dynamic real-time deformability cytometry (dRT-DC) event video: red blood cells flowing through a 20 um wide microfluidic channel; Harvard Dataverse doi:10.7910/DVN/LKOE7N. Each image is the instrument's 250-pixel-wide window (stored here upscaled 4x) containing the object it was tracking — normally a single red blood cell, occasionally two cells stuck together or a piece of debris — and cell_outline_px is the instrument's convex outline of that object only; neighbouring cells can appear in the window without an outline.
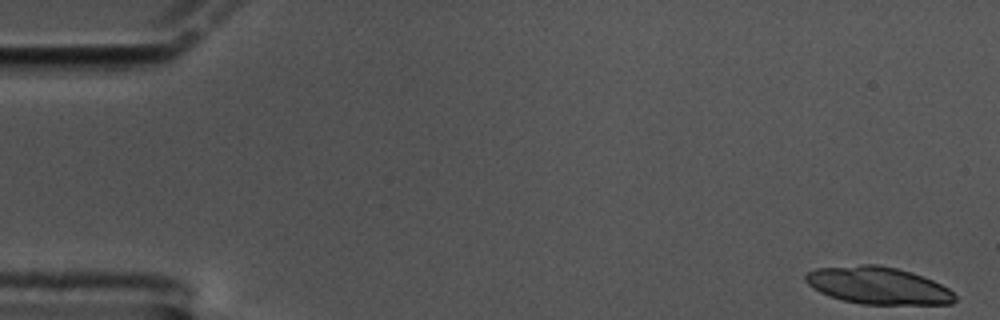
{"species": "common noctule bat (a hibernating species)", "species_latin": "Nyctalus noctula", "temperature_condition": "cold", "stored_images_in_passage": 47, "camera_frame_rate_fps": 3000, "um_per_image_px": 0.085, "animal": {"sex": "male", "body_mass_g": 17.5, "forearm_length_mm": 52.3}, "frame": {"image": 1, "passage_image": 1, "time_ms": 0.0, "image_size_px": [1000, 320], "cell_outline_px": [[956, 300], [952, 304], [860, 304], [840, 300], [820, 292], [812, 288], [804, 280], [804, 276], [808, 272], [816, 268], [860, 264], [876, 264], [896, 268], [912, 272], [932, 280], [948, 288], [956, 296]], "centroid_in_image_um": [74.61, 24.27], "position_along_channel_um": 10.4, "area_um2": 32.54}}
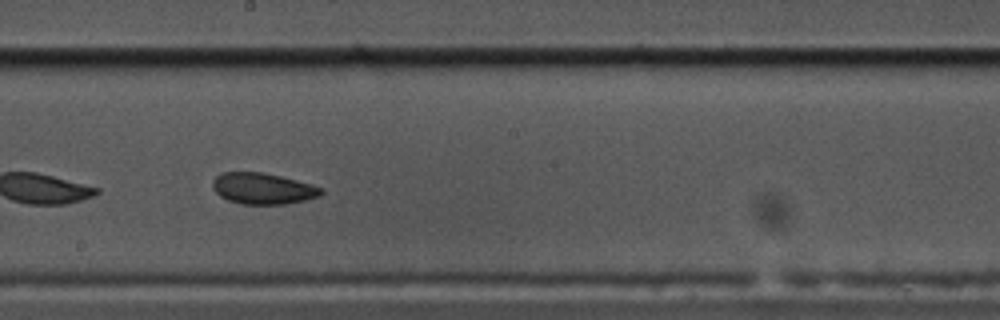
{"frame": {"image": 2, "passage_image": 33, "time_ms": 10.667, "image_size_px": [1000, 320], "cell_outline_px": [[324, 192], [320, 196], [288, 204], [240, 204], [228, 200], [220, 196], [212, 188], [212, 180], [220, 172], [264, 172], [312, 184], [324, 188]], "centroid_in_image_um": [22.34, 16.02], "position_along_channel_um": 225.9, "area_um2": 19.94}}
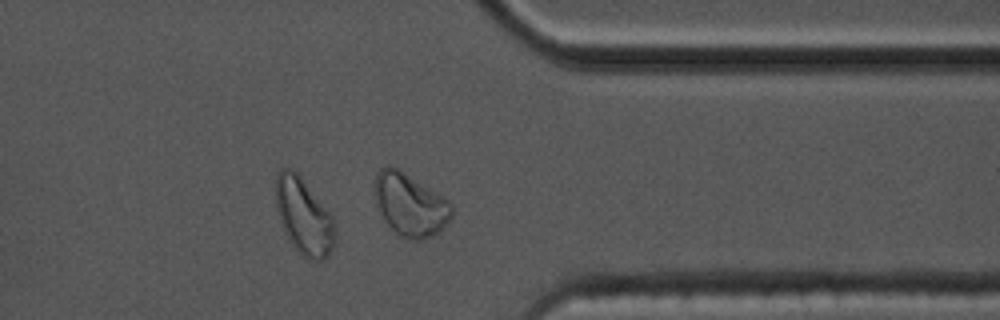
{"frame": {"image": 3, "passage_image": 47, "time_ms": 15.333, "image_size_px": [1000, 320], "cell_outline_px": [[452, 216], [432, 236], [420, 240], [412, 240], [400, 236], [384, 220], [376, 204], [376, 172], [380, 168], [396, 168], [448, 200], [452, 204]], "centroid_in_image_um": [34.85, 17.43], "position_along_channel_um": 376.5, "area_um2": 27.11}, "authors_computed_cell_mechanics": {"area_um2": 20.7502, "velocity_mm_per_s": 3.3387, "shape_relaxation_time_tau1_ms": 8.0155, "shape_relaxation_time_tau2_ms": 1.5029, "deformation_change_tau1": 0.1369, "deformation_change_tau2": 0.0569}}